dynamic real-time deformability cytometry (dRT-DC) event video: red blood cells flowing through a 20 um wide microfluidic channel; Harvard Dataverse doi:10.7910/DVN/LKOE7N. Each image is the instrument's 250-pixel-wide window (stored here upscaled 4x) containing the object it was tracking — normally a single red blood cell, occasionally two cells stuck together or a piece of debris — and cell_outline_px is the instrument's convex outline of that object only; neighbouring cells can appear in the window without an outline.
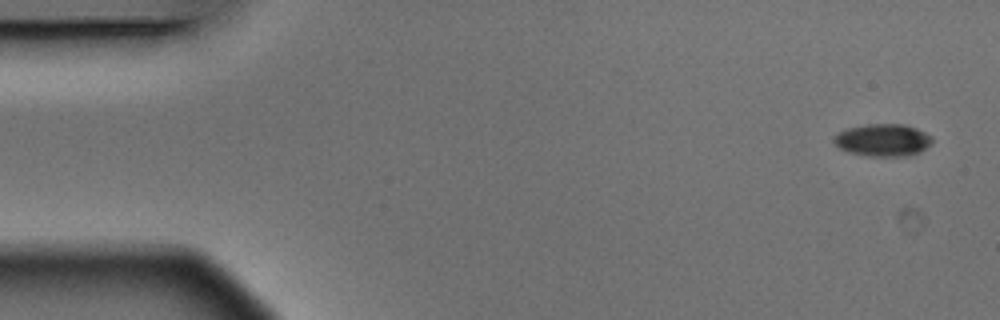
{"species": "Egyptian fruit bat (a non-hibernating species)", "species_latin": "Rousettus aegyptiacus", "temperature_condition": "warm", "stored_images_in_passage": 6, "segment_of_instrument_passage": [1, 2], "camera_frame_rate_fps": 3000, "um_per_image_px": 0.085, "animal": {"sex": "male"}, "frame": {"image": 1, "passage_image": 1, "time_ms": 0.0, "image_size_px": [1000, 320], "cell_outline_px": [[932, 144], [920, 152], [904, 156], [868, 156], [848, 152], [840, 148], [832, 140], [840, 132], [848, 128], [868, 124], [904, 124], [916, 128], [932, 136]], "centroid_in_image_um": [75.08, 11.91], "position_along_channel_um": 9.9, "area_um2": 18.44}}
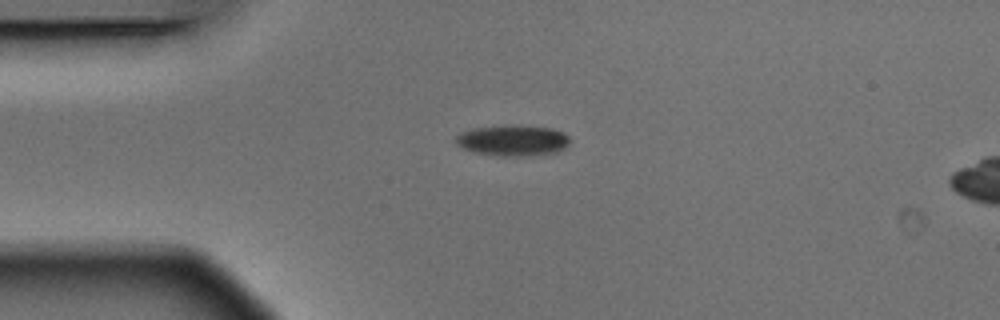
{"frame": {"image": 2, "passage_image": 4, "time_ms": 1.0, "image_size_px": [1000, 320], "cell_outline_px": [[572, 140], [564, 148], [556, 152], [520, 156], [496, 156], [472, 152], [456, 144], [456, 136], [460, 132], [472, 128], [516, 124], [552, 128], [564, 132]], "centroid_in_image_um": [43.58, 11.92], "position_along_channel_um": 41.4, "area_um2": 20.81}}